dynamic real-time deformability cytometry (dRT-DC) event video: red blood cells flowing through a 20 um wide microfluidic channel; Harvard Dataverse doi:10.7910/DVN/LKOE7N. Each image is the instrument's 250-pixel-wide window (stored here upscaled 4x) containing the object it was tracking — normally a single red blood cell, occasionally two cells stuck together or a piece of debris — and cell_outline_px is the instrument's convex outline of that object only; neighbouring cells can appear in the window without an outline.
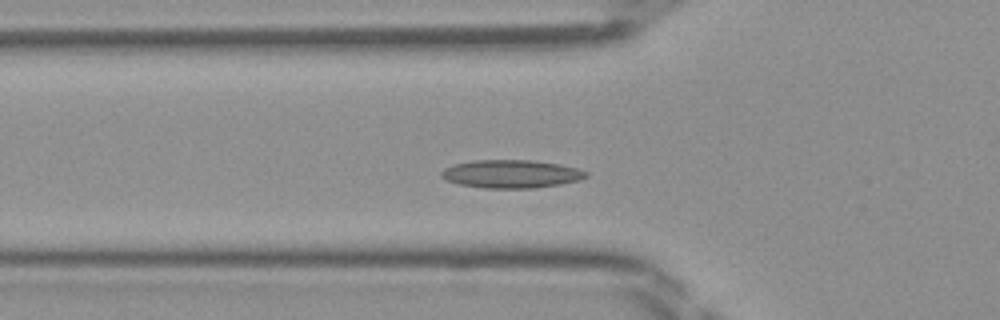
{"species": "Egyptian fruit bat (a non-hibernating species)", "species_latin": "Rousettus aegyptiacus", "temperature_condition": "room temperature", "stored_images_in_passage": 46, "camera_frame_rate_fps": 3000, "um_per_image_px": 0.085, "frame": {"image": 1, "passage_image": 14, "time_ms": 4.333, "image_size_px": [1000, 320], "cell_outline_px": [[588, 176], [580, 180], [560, 184], [536, 188], [484, 188], [460, 184], [448, 180], [440, 176], [440, 172], [444, 168], [452, 164], [472, 160], [532, 160], [560, 164], [576, 168], [588, 172]], "centroid_in_image_um": [43.45, 14.78], "position_along_channel_um": 82.4, "area_um2": 23.81}}
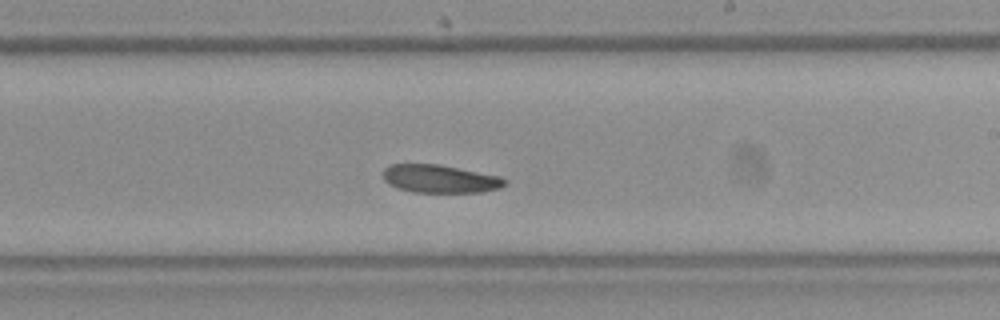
{"frame": {"image": 2, "passage_image": 26, "time_ms": 8.333, "image_size_px": [1000, 320], "cell_outline_px": [[508, 184], [500, 188], [480, 192], [412, 192], [396, 188], [388, 184], [384, 180], [384, 168], [388, 164], [436, 164], [500, 176], [508, 180]], "centroid_in_image_um": [37.39, 15.2], "position_along_channel_um": 251.6, "area_um2": 19.94}}
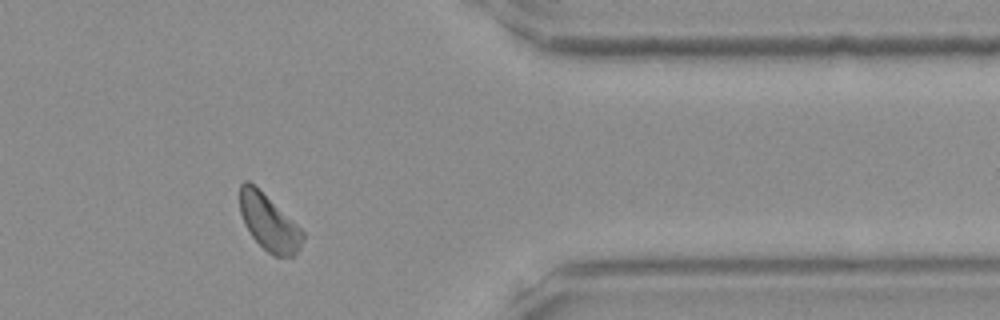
{"frame": {"image": 3, "passage_image": 37, "time_ms": 12.0, "image_size_px": [1000, 320], "cell_outline_px": [[304, 240], [300, 248], [292, 256], [276, 256], [268, 252], [252, 236], [244, 224], [240, 212], [240, 184], [244, 180], [248, 180], [292, 220], [304, 232]], "centroid_in_image_um": [22.85, 18.93], "position_along_channel_um": 388.6, "area_um2": 20.06}}